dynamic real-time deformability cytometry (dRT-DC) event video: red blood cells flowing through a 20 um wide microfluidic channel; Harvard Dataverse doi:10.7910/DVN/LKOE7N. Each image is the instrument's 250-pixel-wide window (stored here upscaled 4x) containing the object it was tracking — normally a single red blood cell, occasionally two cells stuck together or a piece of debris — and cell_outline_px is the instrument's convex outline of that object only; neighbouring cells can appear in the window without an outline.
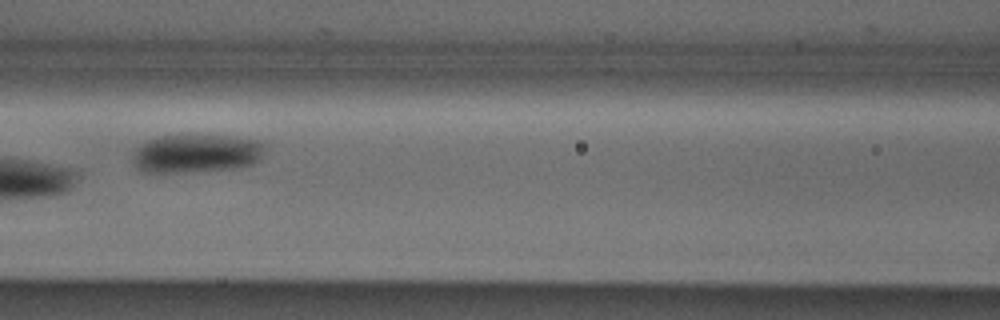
{"species": "Egyptian fruit bat (a non-hibernating species)", "species_latin": "Rousettus aegyptiacus", "temperature_condition": "cold", "stored_images_in_passage": 9, "camera_frame_rate_fps": 3000, "um_per_image_px": 0.085, "animal": {"sex": "male"}, "frame": {"image": 1, "passage_image": 7, "time_ms": 2.0, "image_size_px": [1000, 320], "cell_outline_px": [[264, 148], [260, 160], [252, 164], [232, 168], [180, 172], [140, 172], [136, 168], [132, 160], [132, 156], [136, 148], [140, 144], [148, 140], [160, 136], [180, 132], [196, 132], [236, 136], [264, 140]], "centroid_in_image_um": [16.68, 12.97], "position_along_channel_um": 149.9, "area_um2": 30.98}}
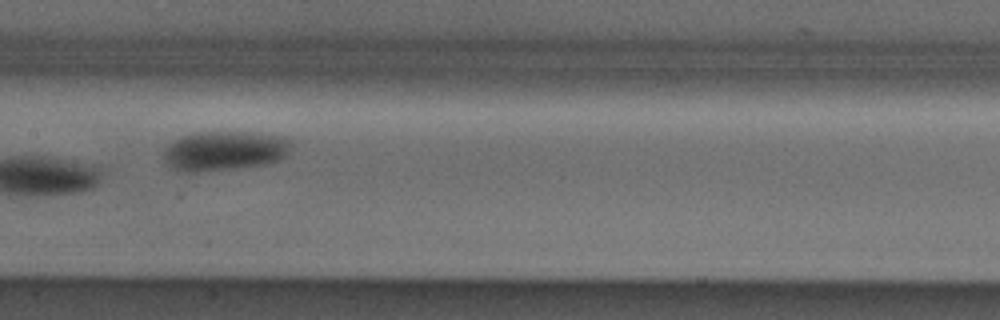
{"frame": {"image": 2, "passage_image": 8, "time_ms": 2.333, "image_size_px": [1000, 320], "cell_outline_px": [[292, 140], [288, 152], [280, 160], [264, 164], [236, 168], [196, 172], [180, 172], [164, 164], [164, 148], [180, 136], [196, 132], [260, 132], [288, 136]], "centroid_in_image_um": [19.09, 12.8], "position_along_channel_um": 188.3, "area_um2": 29.94}}
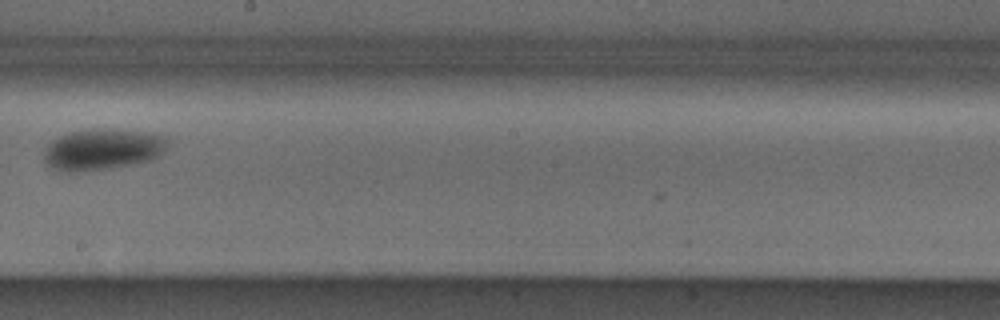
{"frame": {"image": 3, "passage_image": 9, "time_ms": 2.667, "image_size_px": [1000, 320], "cell_outline_px": [[168, 140], [164, 148], [152, 160], [132, 164], [108, 168], [72, 172], [68, 172], [56, 168], [48, 164], [44, 160], [44, 148], [52, 140], [60, 136], [72, 132], [88, 128], [104, 128], [144, 132], [164, 136]], "centroid_in_image_um": [8.68, 12.68], "position_along_channel_um": 239.5, "area_um2": 29.25}}